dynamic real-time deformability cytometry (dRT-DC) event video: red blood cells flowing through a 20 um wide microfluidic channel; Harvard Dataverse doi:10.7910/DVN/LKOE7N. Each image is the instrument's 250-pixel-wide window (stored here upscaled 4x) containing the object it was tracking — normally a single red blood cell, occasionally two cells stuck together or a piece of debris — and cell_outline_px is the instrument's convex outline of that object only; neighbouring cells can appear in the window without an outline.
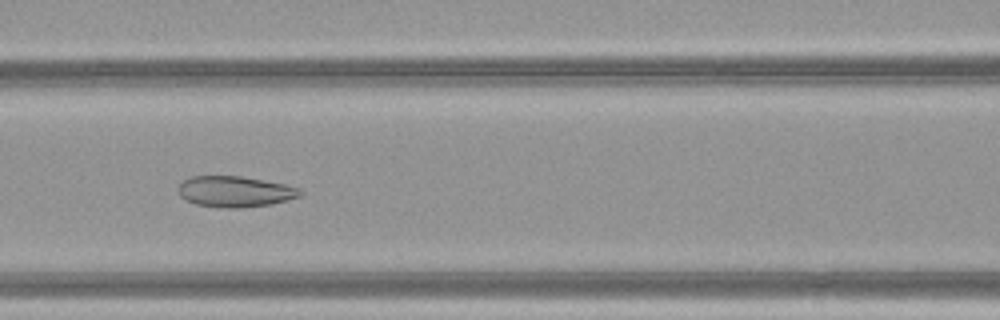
{"species": "common noctule bat (a hibernating species)", "species_latin": "Nyctalus noctula", "temperature_condition": "warm", "stored_images_in_passage": 44, "camera_frame_rate_fps": 3000, "um_per_image_px": 0.085, "animal": {"sex": "female", "body_mass_g": 21.9}, "frame": {"image": 1, "passage_image": 17, "time_ms": 5.333, "image_size_px": [1000, 320], "cell_outline_px": [[304, 192], [300, 196], [288, 200], [272, 204], [244, 208], [224, 208], [196, 204], [180, 196], [180, 184], [188, 176], [240, 176], [284, 184], [296, 188]], "centroid_in_image_um": [19.99, 16.29], "position_along_channel_um": 146.6, "area_um2": 21.79}}
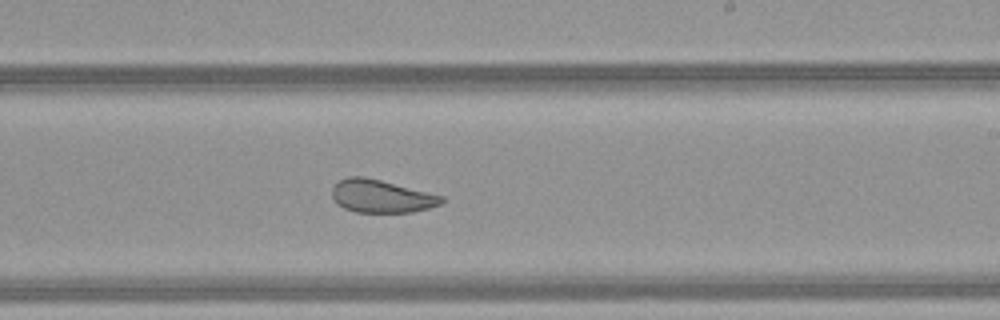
{"frame": {"image": 2, "passage_image": 25, "time_ms": 8.0, "image_size_px": [1000, 320], "cell_outline_px": [[444, 200], [440, 204], [428, 208], [412, 212], [356, 212], [344, 208], [332, 196], [332, 188], [340, 180], [348, 176], [364, 176], [444, 196]], "centroid_in_image_um": [32.42, 16.67], "position_along_channel_um": 256.6, "area_um2": 20.69}}
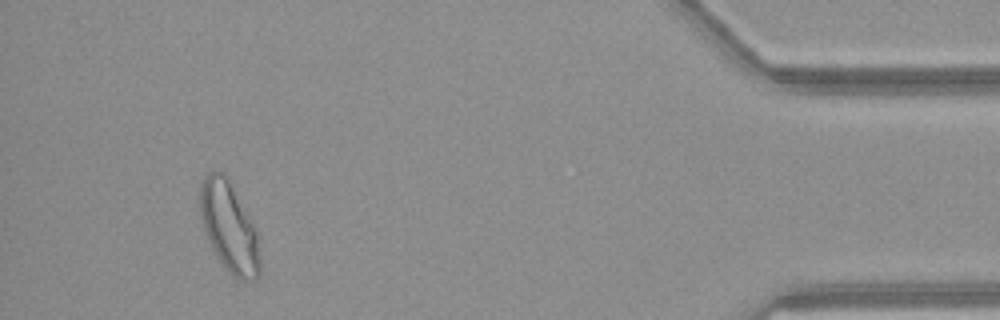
{"frame": {"image": 3, "passage_image": 41, "time_ms": 13.333, "image_size_px": [1000, 320], "cell_outline_px": [[260, 276], [256, 280], [240, 280], [232, 276], [228, 272], [212, 248], [204, 228], [200, 216], [200, 188], [204, 176], [208, 172], [224, 172], [228, 176], [256, 228], [260, 256]], "centroid_in_image_um": [19.5, 19.3], "position_along_channel_um": 415.7, "area_um2": 31.56}, "authors_computed_cell_mechanics": {"area_um2": 26.1256, "velocity_mm_per_s": 4.1281, "shape_relaxation_time_tau1_ms": null, "shape_relaxation_time_tau2_ms": 1.3294, "deformation_change_tau1": null, "deformation_change_tau2": 0.0856}}